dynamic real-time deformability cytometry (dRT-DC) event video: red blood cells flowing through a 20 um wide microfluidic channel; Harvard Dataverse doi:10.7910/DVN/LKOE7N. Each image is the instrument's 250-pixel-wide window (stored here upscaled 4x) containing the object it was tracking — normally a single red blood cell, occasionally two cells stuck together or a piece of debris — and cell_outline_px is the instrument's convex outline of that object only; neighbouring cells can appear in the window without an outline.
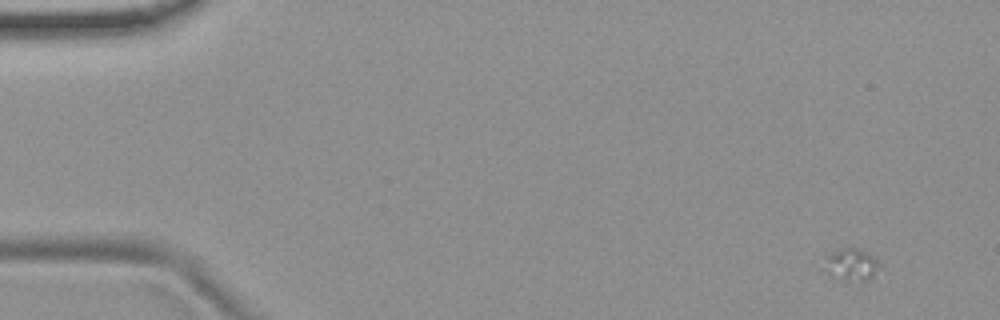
{"species": "common noctule bat (a hibernating species)", "species_latin": "Nyctalus noctula", "temperature_condition": "room temperature", "stored_images_in_passage": 5, "camera_frame_rate_fps": 3000, "um_per_image_px": 0.085, "animal": {"sex": "female", "body_mass_g": 19.9}, "frame": {"image": 1, "passage_image": 1, "time_ms": 0.0, "image_size_px": [1000, 320], "cell_outline_px": [[884, 268], [868, 280], [840, 280], [820, 268], [824, 256], [840, 248], [860, 248], [868, 252]], "centroid_in_image_um": [72.33, 22.48], "position_along_channel_um": 12.7, "area_um2": 10.87}}